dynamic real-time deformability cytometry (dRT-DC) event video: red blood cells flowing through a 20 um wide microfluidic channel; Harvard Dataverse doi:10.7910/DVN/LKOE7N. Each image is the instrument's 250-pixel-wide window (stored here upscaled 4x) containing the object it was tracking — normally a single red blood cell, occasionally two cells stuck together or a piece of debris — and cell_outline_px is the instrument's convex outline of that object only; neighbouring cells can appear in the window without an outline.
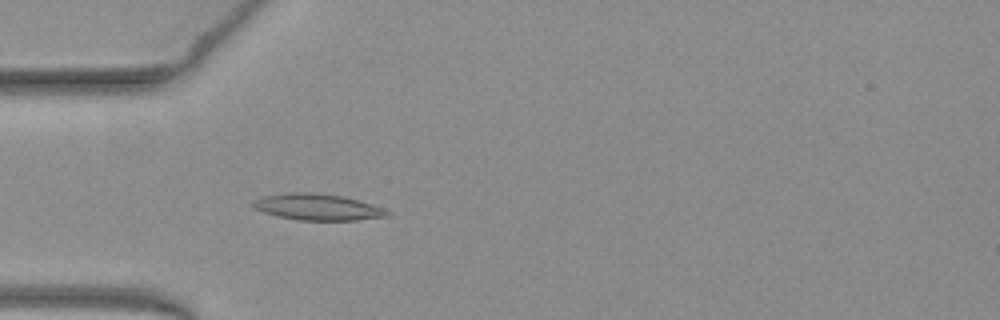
{"species": "common noctule bat (a hibernating species)", "species_latin": "Nyctalus noctula", "temperature_condition": "warm", "stored_images_in_passage": 52, "camera_frame_rate_fps": 3000, "um_per_image_px": 0.085, "animal": {"sex": "female", "body_mass_g": 19.3, "forearm_length_mm": 54.1}, "frame": {"image": 1, "passage_image": 16, "time_ms": 5.0, "image_size_px": [1000, 320], "cell_outline_px": [[392, 212], [388, 216], [356, 220], [296, 220], [276, 216], [252, 208], [252, 200], [260, 196], [284, 192], [312, 192], [344, 196], [372, 204], [384, 208]], "centroid_in_image_um": [26.94, 17.58], "position_along_channel_um": 58.1, "area_um2": 20.98}}
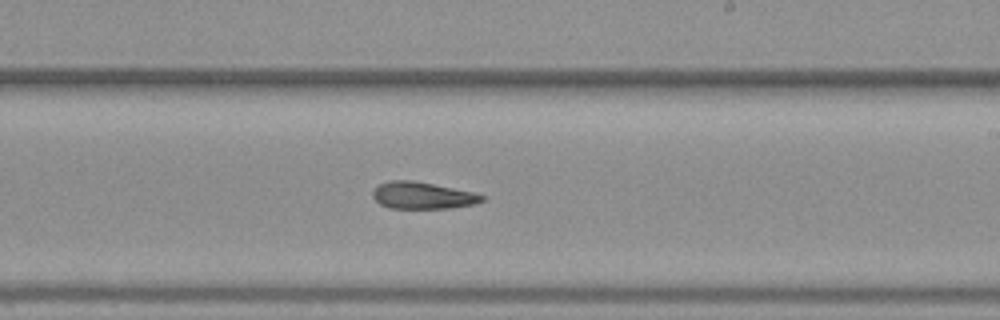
{"frame": {"image": 2, "passage_image": 31, "time_ms": 10.0, "image_size_px": [1000, 320], "cell_outline_px": [[484, 200], [476, 204], [448, 208], [388, 208], [380, 204], [372, 196], [372, 192], [380, 184], [392, 180], [412, 180], [472, 192], [484, 196]], "centroid_in_image_um": [35.9, 16.62], "position_along_channel_um": 253.1, "area_um2": 16.88}}
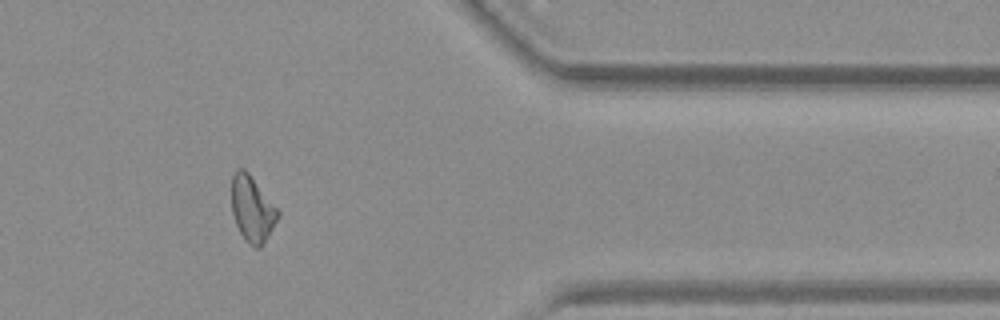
{"frame": {"image": 3, "passage_image": 43, "time_ms": 14.0, "image_size_px": [1000, 320], "cell_outline_px": [[280, 216], [264, 244], [260, 248], [256, 248], [248, 244], [244, 240], [236, 224], [232, 212], [232, 176], [240, 168], [244, 168], [248, 172], [280, 212]], "centroid_in_image_um": [21.45, 17.81], "position_along_channel_um": 390.0, "area_um2": 17.69}, "authors_computed_cell_mechanics": {"area_um2": 18.4382, "velocity_mm_per_s": 3.9779, "shape_relaxation_time_tau1_ms": null, "shape_relaxation_time_tau2_ms": 7.7756, "deformation_change_tau1": null, "deformation_change_tau2": 0.1682}}